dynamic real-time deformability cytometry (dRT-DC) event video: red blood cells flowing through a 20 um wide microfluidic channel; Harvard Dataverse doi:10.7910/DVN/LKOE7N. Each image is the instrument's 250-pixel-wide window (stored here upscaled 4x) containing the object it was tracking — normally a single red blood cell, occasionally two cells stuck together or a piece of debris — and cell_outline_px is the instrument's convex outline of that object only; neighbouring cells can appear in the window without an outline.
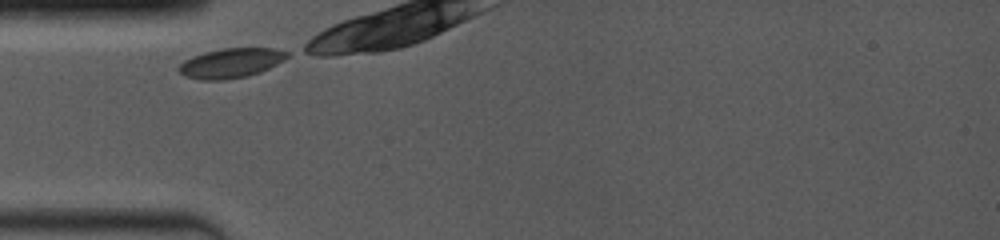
{"species": "common noctule bat (a hibernating species)", "species_latin": "Nyctalus noctula", "temperature_condition": "room temperature", "stored_images_in_passage": 3, "camera_frame_rate_fps": 4000, "um_per_image_px": 0.085, "animal": {"sex": "female", "body_mass_g": 19.0, "forearm_length_mm": 53.3}, "frame": {"image": 1, "passage_image": 1, "time_ms": 0.0, "image_size_px": [1000, 240], "cell_outline_px": [[288, 56], [284, 60], [260, 72], [248, 76], [224, 80], [200, 80], [184, 76], [176, 68], [184, 60], [192, 56], [204, 52], [220, 48], [272, 48], [288, 52]], "centroid_in_image_um": [19.58, 5.36], "position_along_channel_um": 65.4, "area_um2": 18.79}}